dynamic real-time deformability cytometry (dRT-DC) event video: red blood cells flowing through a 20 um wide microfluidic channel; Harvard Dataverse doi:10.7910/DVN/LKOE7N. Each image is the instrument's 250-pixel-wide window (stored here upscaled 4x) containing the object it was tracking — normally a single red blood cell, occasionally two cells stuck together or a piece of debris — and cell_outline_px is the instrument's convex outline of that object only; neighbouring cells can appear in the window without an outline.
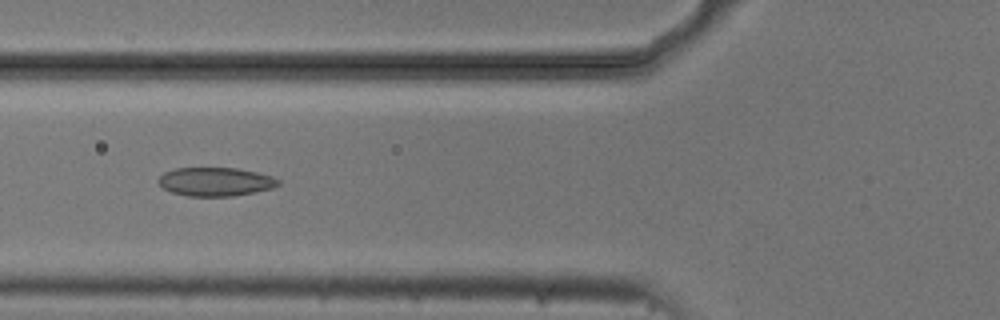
{"species": "common noctule bat (a hibernating species)", "species_latin": "Nyctalus noctula", "temperature_condition": "cold", "stored_images_in_passage": 8, "camera_frame_rate_fps": 3000, "um_per_image_px": 0.085, "animal": {"sex": "male", "body_mass_g": 20.5, "forearm_length_mm": 52.5}, "frame": {"image": 1, "passage_image": 4, "time_ms": 1.0, "image_size_px": [1000, 320], "cell_outline_px": [[280, 184], [272, 188], [256, 192], [232, 196], [188, 196], [172, 192], [164, 188], [156, 180], [164, 172], [176, 168], [236, 168], [256, 172], [272, 176], [280, 180]], "centroid_in_image_um": [18.32, 15.44], "position_along_channel_um": 107.5, "area_um2": 20.0}}
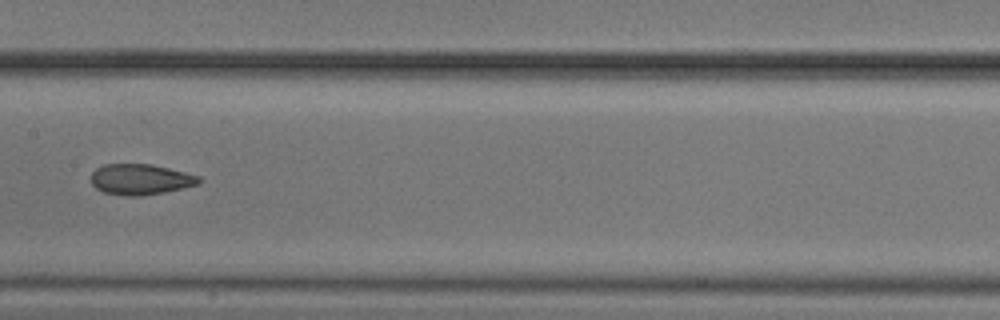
{"frame": {"image": 2, "passage_image": 6, "time_ms": 1.667, "image_size_px": [1000, 320], "cell_outline_px": [[204, 180], [200, 184], [164, 192], [140, 196], [128, 196], [104, 192], [96, 188], [92, 184], [92, 172], [96, 168], [104, 164], [152, 164], [200, 176]], "centroid_in_image_um": [11.97, 15.24], "position_along_channel_um": 195.4, "area_um2": 19.31}}
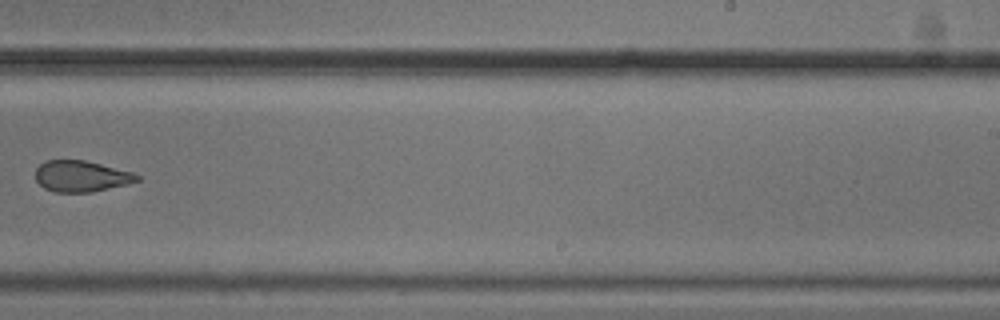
{"frame": {"image": 3, "passage_image": 8, "time_ms": 2.333, "image_size_px": [1000, 320], "cell_outline_px": [[140, 180], [92, 192], [56, 192], [44, 188], [36, 180], [36, 168], [44, 160], [84, 160], [132, 172], [140, 176]], "centroid_in_image_um": [6.87, 14.97], "position_along_channel_um": 282.1, "area_um2": 18.21}}